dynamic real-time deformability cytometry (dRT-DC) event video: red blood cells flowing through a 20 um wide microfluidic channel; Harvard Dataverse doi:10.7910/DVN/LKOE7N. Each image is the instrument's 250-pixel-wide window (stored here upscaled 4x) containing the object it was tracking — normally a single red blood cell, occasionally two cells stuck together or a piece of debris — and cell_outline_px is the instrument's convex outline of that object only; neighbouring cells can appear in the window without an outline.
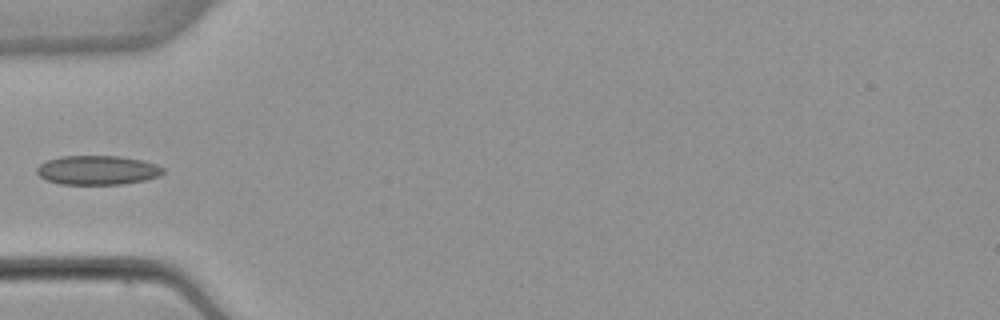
{"species": "common noctule bat (a hibernating species)", "species_latin": "Nyctalus noctula", "temperature_condition": "warm", "stored_images_in_passage": 4, "camera_frame_rate_fps": 3000, "um_per_image_px": 0.085, "animal": {"sex": "female", "body_mass_g": 22.7, "forearm_length_mm": 54.2}, "frame": {"image": 1, "passage_image": 4, "time_ms": 5.667, "image_size_px": [1000, 320], "cell_outline_px": [[164, 172], [160, 176], [144, 180], [124, 184], [60, 184], [48, 180], [40, 176], [36, 172], [36, 168], [40, 164], [48, 160], [60, 156], [120, 156], [144, 160], [156, 164], [164, 168]], "centroid_in_image_um": [8.31, 14.46], "position_along_channel_um": 76.7, "area_um2": 21.56}}